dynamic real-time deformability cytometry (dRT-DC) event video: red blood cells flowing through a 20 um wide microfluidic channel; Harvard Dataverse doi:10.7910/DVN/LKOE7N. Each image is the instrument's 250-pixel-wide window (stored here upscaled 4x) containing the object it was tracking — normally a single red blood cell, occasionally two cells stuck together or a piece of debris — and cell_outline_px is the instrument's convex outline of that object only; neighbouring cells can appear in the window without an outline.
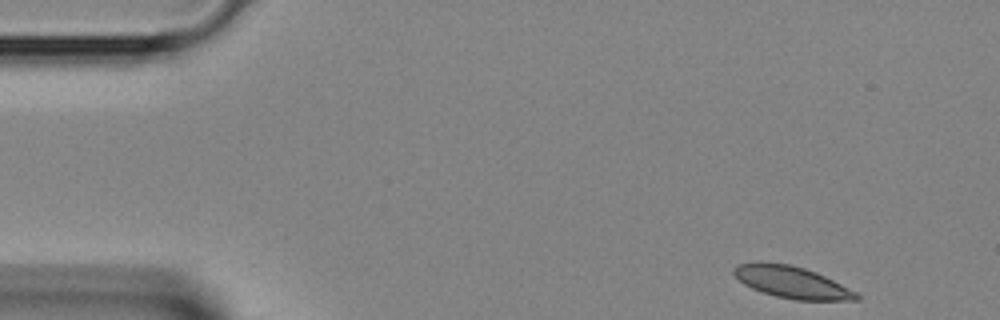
{"species": "Egyptian fruit bat (a non-hibernating species)", "species_latin": "Rousettus aegyptiacus", "temperature_condition": "room temperature", "stored_images_in_passage": 3, "camera_frame_rate_fps": 3000, "um_per_image_px": 0.085, "animal": {"sex": "female"}, "frame": {"image": 1, "passage_image": 1, "time_ms": 0.0, "image_size_px": [1000, 320], "cell_outline_px": [[860, 300], [796, 300], [776, 296], [752, 288], [744, 284], [732, 272], [732, 268], [736, 264], [756, 260], [760, 260], [788, 264], [804, 268], [816, 272], [856, 292], [860, 296]], "centroid_in_image_um": [67.24, 23.95], "position_along_channel_um": 17.8, "area_um2": 22.83}}
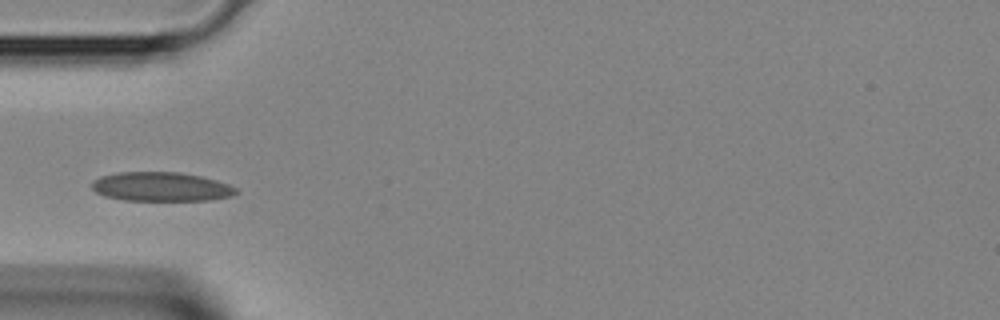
{"frame": {"image": 2, "passage_image": 3, "time_ms": 0.667, "image_size_px": [1000, 320], "cell_outline_px": [[240, 192], [232, 196], [212, 200], [124, 200], [104, 196], [96, 192], [92, 188], [92, 184], [100, 176], [116, 172], [180, 172], [200, 176], [216, 180], [228, 184], [236, 188]], "centroid_in_image_um": [13.72, 15.87], "position_along_channel_um": 71.3, "area_um2": 24.51}}